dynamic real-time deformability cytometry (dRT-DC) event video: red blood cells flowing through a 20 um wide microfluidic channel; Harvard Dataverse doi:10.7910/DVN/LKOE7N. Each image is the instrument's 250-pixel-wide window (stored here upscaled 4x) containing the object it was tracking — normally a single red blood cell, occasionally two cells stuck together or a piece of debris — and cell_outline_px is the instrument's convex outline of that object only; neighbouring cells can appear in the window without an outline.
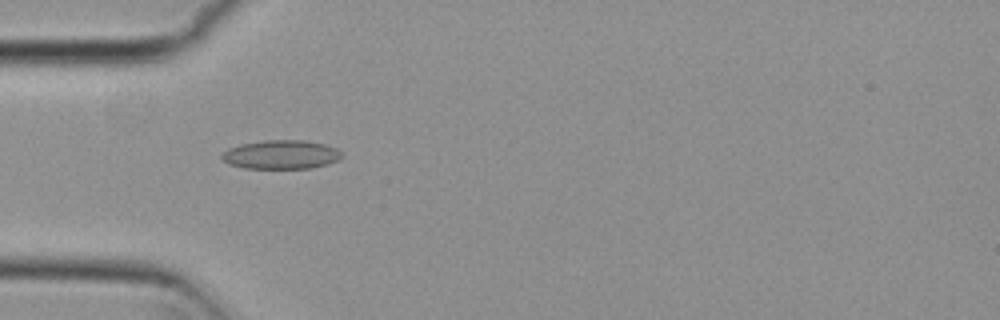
{"species": "common noctule bat (a hibernating species)", "species_latin": "Nyctalus noctula", "temperature_condition": "cold", "stored_images_in_passage": 4, "camera_frame_rate_fps": 3000, "um_per_image_px": 0.085, "animal": {"sex": "female", "body_mass_g": 29.2, "forearm_length_mm": 56.3}, "frame": {"image": 1, "passage_image": 2, "time_ms": 0.333, "image_size_px": [1000, 320], "cell_outline_px": [[344, 156], [340, 160], [328, 164], [312, 168], [244, 168], [228, 164], [220, 156], [228, 148], [240, 144], [264, 140], [304, 140], [324, 144], [336, 148]], "centroid_in_image_um": [23.91, 13.14], "position_along_channel_um": 61.1, "area_um2": 20.29}}
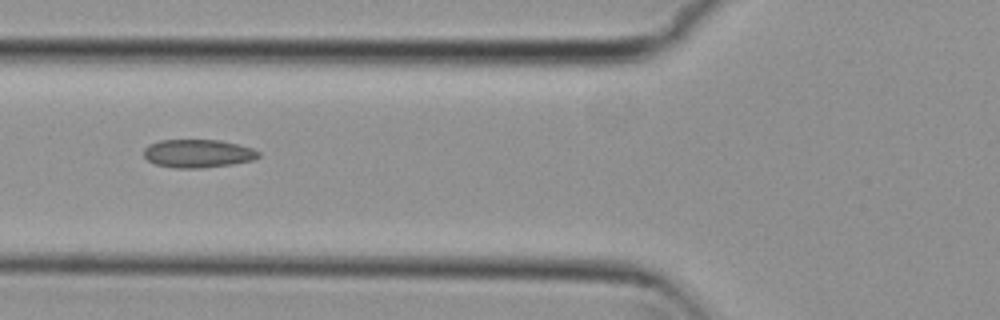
{"frame": {"image": 2, "passage_image": 3, "time_ms": 0.667, "image_size_px": [1000, 320], "cell_outline_px": [[260, 156], [252, 160], [232, 164], [204, 168], [172, 168], [156, 164], [148, 160], [144, 156], [144, 148], [148, 144], [160, 140], [220, 140], [252, 148], [260, 152]], "centroid_in_image_um": [16.8, 13.05], "position_along_channel_um": 109.0, "area_um2": 18.9}}
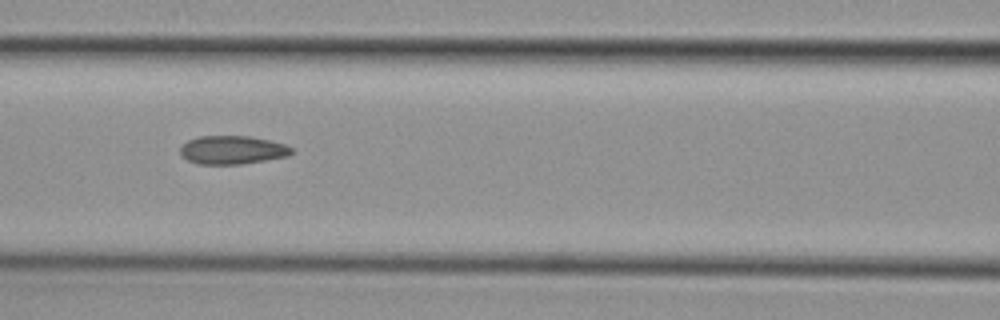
{"frame": {"image": 3, "passage_image": 4, "time_ms": 1.0, "image_size_px": [1000, 320], "cell_outline_px": [[296, 152], [288, 156], [240, 164], [196, 164], [180, 156], [180, 148], [188, 140], [196, 136], [252, 136], [284, 144], [292, 148]], "centroid_in_image_um": [19.74, 12.74], "position_along_channel_um": 146.9, "area_um2": 18.55}}